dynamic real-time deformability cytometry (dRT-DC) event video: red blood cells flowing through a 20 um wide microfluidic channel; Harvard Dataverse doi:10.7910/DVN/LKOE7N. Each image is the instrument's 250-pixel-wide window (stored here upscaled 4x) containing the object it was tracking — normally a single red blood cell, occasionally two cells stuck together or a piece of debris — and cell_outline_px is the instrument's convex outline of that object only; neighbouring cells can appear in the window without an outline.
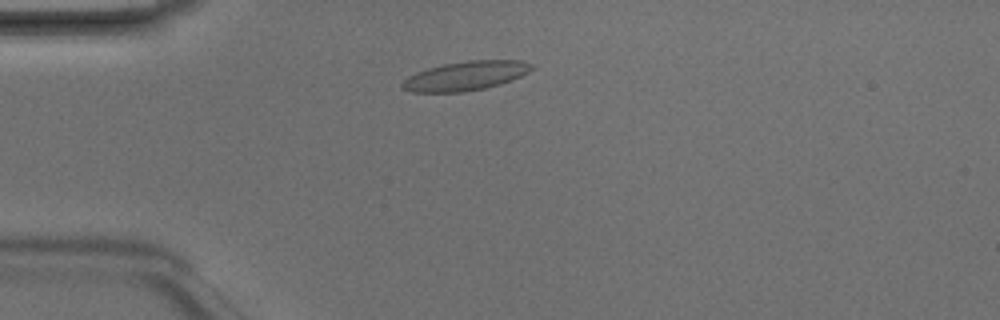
{"species": "Egyptian fruit bat (a non-hibernating species)", "species_latin": "Rousettus aegyptiacus", "temperature_condition": "room temperature", "stored_images_in_passage": 2, "camera_frame_rate_fps": 3000, "um_per_image_px": 0.085, "animal": {"sex": "male"}, "frame": {"image": 1, "passage_image": 2, "time_ms": 0.333, "image_size_px": [1000, 320], "cell_outline_px": [[532, 68], [528, 72], [520, 76], [500, 84], [484, 88], [460, 92], [412, 92], [400, 88], [400, 84], [408, 76], [416, 72], [428, 68], [444, 64], [468, 60], [520, 60], [532, 64]], "centroid_in_image_um": [39.53, 6.45], "position_along_channel_um": 45.5, "area_um2": 21.85}}